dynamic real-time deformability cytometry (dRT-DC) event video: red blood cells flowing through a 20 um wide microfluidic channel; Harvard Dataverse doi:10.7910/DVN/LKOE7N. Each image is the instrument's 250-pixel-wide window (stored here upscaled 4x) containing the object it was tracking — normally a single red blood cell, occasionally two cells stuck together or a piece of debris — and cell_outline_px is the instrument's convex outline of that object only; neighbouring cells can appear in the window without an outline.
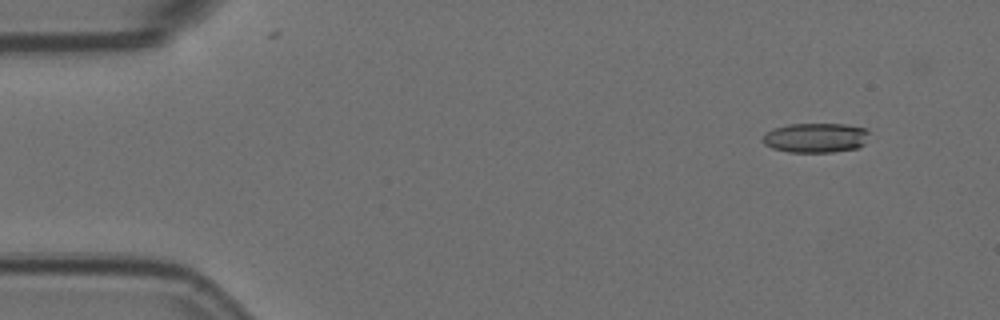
{"species": "Egyptian fruit bat (a non-hibernating species)", "species_latin": "Rousettus aegyptiacus", "temperature_condition": "room temperature", "stored_images_in_passage": 53, "camera_frame_rate_fps": 3000, "um_per_image_px": 0.085, "animal": {"sex": "female"}, "frame": {"image": 1, "passage_image": 1, "time_ms": 0.0, "image_size_px": [1000, 320], "cell_outline_px": [[868, 132], [864, 144], [860, 148], [832, 152], [788, 152], [772, 148], [764, 144], [764, 132], [772, 128], [788, 124], [844, 124], [868, 128]], "centroid_in_image_um": [69.33, 11.71], "position_along_channel_um": 15.7, "area_um2": 18.55}}
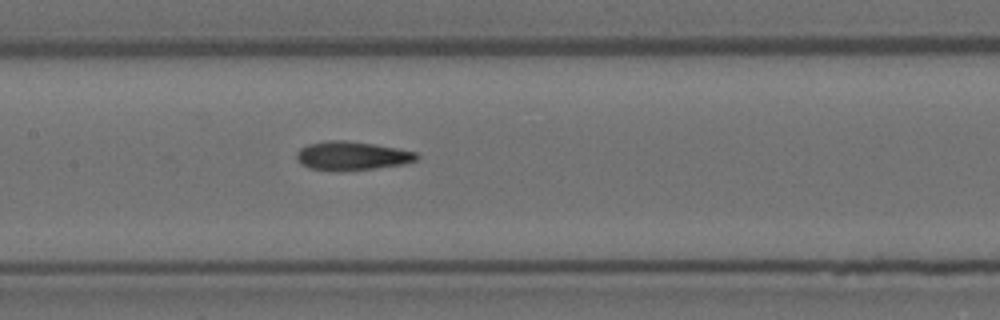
{"frame": {"image": 2, "passage_image": 23, "time_ms": 7.333, "image_size_px": [1000, 320], "cell_outline_px": [[420, 156], [416, 160], [404, 164], [376, 168], [340, 172], [308, 168], [300, 164], [296, 160], [296, 152], [300, 148], [308, 144], [328, 140], [344, 140], [372, 144], [396, 148], [416, 152]], "centroid_in_image_um": [29.86, 13.26], "position_along_channel_um": 177.5, "area_um2": 20.35}}
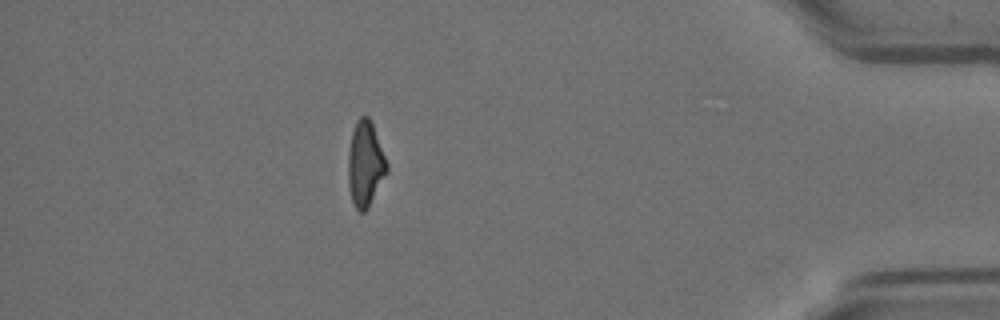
{"frame": {"image": 3, "passage_image": 46, "time_ms": 15.0, "image_size_px": [1000, 320], "cell_outline_px": [[388, 172], [368, 208], [364, 212], [360, 212], [356, 208], [352, 200], [348, 184], [348, 152], [352, 132], [356, 120], [360, 116], [368, 116], [372, 124], [388, 164]], "centroid_in_image_um": [31.05, 13.95], "position_along_channel_um": 404.2, "area_um2": 19.19}, "authors_computed_cell_mechanics": {"area_um2": 19.4208, "velocity_mm_per_s": 3.5946, "shape_relaxation_time_tau1_ms": 10.6417, "shape_relaxation_time_tau2_ms": 4.075, "deformation_change_tau1": 0.2357, "deformation_change_tau2": 0.1213}}